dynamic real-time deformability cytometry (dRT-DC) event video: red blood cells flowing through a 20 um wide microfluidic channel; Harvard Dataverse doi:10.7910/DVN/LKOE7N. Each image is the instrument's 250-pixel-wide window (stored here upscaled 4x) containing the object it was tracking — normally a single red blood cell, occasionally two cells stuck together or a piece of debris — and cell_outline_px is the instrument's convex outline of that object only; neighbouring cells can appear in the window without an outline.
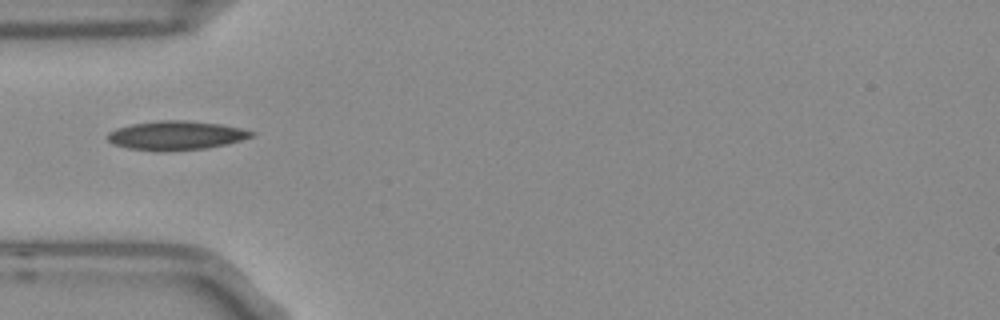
{"species": "Egyptian fruit bat (a non-hibernating species)", "species_latin": "Rousettus aegyptiacus", "temperature_condition": "room temperature", "stored_images_in_passage": 38, "camera_frame_rate_fps": 3000, "um_per_image_px": 0.085, "frame": {"image": 1, "passage_image": 1, "time_ms": 0.0, "image_size_px": [1000, 320], "cell_outline_px": [[256, 136], [224, 144], [204, 148], [160, 152], [128, 148], [112, 144], [108, 140], [108, 132], [116, 128], [132, 124], [160, 120], [188, 120], [220, 124], [240, 128], [256, 132]], "centroid_in_image_um": [14.95, 11.51], "position_along_channel_um": 70.1, "area_um2": 24.33}}
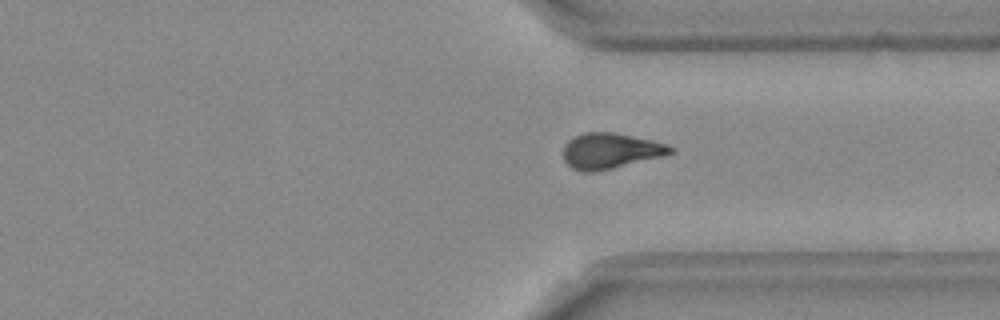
{"frame": {"image": 2, "passage_image": 24, "time_ms": 7.667, "image_size_px": [1000, 320], "cell_outline_px": [[672, 152], [660, 156], [612, 168], [592, 172], [584, 172], [572, 168], [564, 160], [564, 144], [568, 140], [584, 132], [612, 132], [648, 140], [664, 144], [672, 148]], "centroid_in_image_um": [51.79, 12.82], "position_along_channel_um": 359.6, "area_um2": 21.5}}
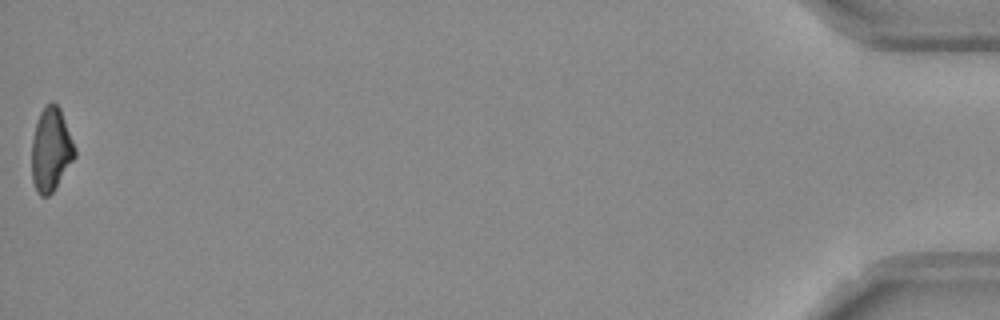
{"frame": {"image": 3, "passage_image": 38, "time_ms": 12.333, "image_size_px": [1000, 320], "cell_outline_px": [[76, 156], [52, 192], [48, 196], [40, 196], [36, 192], [32, 180], [32, 140], [36, 124], [40, 112], [52, 100], [60, 108], [76, 148]], "centroid_in_image_um": [4.33, 12.73], "position_along_channel_um": 430.9, "area_um2": 20.87}}